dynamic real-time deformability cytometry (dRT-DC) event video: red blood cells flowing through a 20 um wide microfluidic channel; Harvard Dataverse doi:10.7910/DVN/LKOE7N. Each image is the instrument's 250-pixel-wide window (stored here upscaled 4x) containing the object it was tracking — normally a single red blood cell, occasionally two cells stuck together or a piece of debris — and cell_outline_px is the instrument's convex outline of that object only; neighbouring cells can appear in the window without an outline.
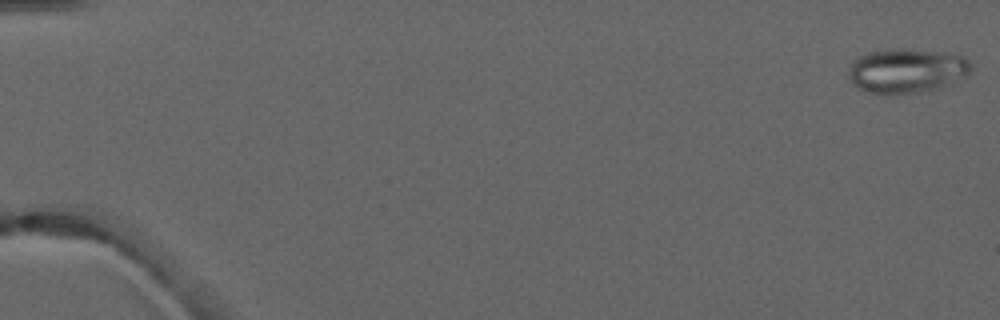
{"species": "common noctule bat (a hibernating species)", "species_latin": "Nyctalus noctula", "temperature_condition": "warm", "stored_images_in_passage": 4, "camera_frame_rate_fps": 3000, "um_per_image_px": 0.085, "animal": {"sex": "male", "forearm_length_mm": 52.5}, "frame": {"image": 1, "passage_image": 1, "time_ms": 0.0, "image_size_px": [1000, 320], "cell_outline_px": [[972, 68], [968, 76], [936, 88], [896, 96], [884, 96], [868, 92], [852, 84], [848, 80], [848, 72], [852, 64], [860, 56], [868, 52], [888, 48], [896, 48], [936, 52], [964, 56], [972, 64]], "centroid_in_image_um": [77.03, 6.04], "position_along_channel_um": 8.0, "area_um2": 31.96}}